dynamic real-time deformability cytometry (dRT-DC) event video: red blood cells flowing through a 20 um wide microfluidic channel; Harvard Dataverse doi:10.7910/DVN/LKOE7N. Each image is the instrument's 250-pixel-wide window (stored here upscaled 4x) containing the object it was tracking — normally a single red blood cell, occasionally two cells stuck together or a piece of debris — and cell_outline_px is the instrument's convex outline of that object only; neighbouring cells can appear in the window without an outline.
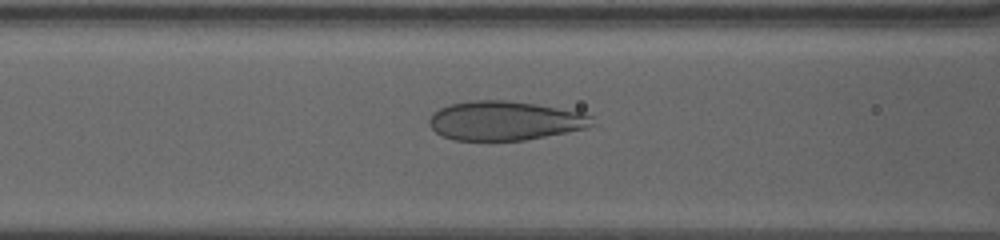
{"species": "human", "species_latin": "Homo sapiens", "temperature_condition": "warm", "stored_images_in_passage": 67, "camera_frame_rate_fps": 3000, "um_per_image_px": 0.085, "donor": {"sex": "female"}, "frame": {"image": 1, "passage_image": 25, "time_ms": 7.0, "image_size_px": [1000, 240], "cell_outline_px": [[596, 124], [588, 128], [524, 140], [456, 140], [444, 136], [436, 132], [428, 124], [428, 120], [432, 112], [448, 104], [472, 100], [504, 100], [536, 104], [580, 112], [592, 116]], "centroid_in_image_um": [42.9, 10.25], "position_along_channel_um": 123.7, "area_um2": 37.22}}
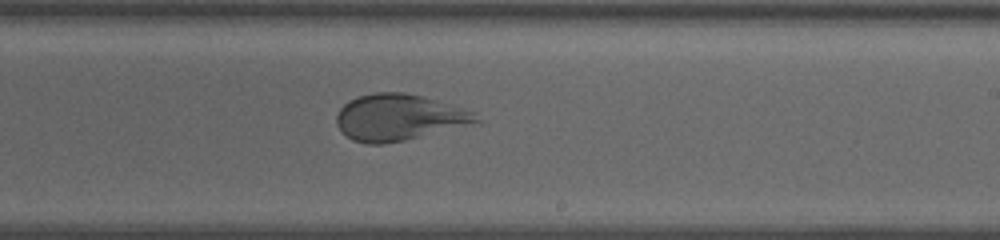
{"frame": {"image": 2, "passage_image": 39, "time_ms": 11.0, "image_size_px": [1000, 240], "cell_outline_px": [[480, 120], [404, 140], [384, 144], [368, 144], [352, 140], [336, 124], [336, 116], [340, 108], [348, 100], [356, 96], [372, 92], [404, 92], [436, 100], [476, 112]], "centroid_in_image_um": [33.81, 9.95], "position_along_channel_um": 255.2, "area_um2": 36.99}}
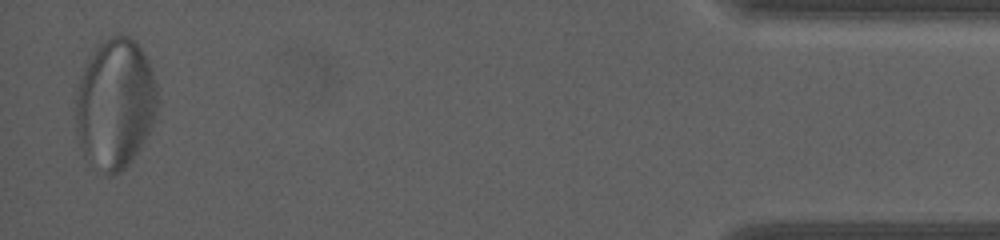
{"frame": {"image": 3, "passage_image": 66, "time_ms": 18.333, "image_size_px": [1000, 240], "cell_outline_px": [[156, 116], [140, 148], [132, 160], [120, 172], [112, 176], [108, 176], [88, 168], [80, 144], [76, 128], [76, 96], [80, 80], [88, 56], [108, 36], [116, 32], [120, 32], [128, 36], [144, 52], [152, 68], [156, 84]], "centroid_in_image_um": [9.76, 8.86], "position_along_channel_um": 425.4, "area_um2": 62.77}, "authors_computed_cell_mechanics": {"area_um2": 47.5694, "velocity_mm_per_s": 3.2939, "shape_relaxation_time_tau1_ms": 8.4725, "shape_relaxation_time_tau2_ms": null, "deformation_change_tau1": 0.2456, "deformation_change_tau2": null}}